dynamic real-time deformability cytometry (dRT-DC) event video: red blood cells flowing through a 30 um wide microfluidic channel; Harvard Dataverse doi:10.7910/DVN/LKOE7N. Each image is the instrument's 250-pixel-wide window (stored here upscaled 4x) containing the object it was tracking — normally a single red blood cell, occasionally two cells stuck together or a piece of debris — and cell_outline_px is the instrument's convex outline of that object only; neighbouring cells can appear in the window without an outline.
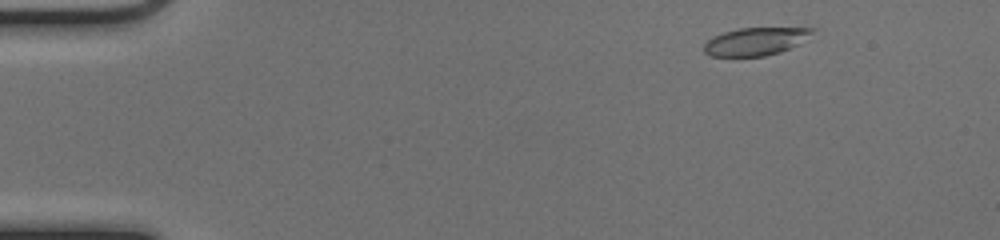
{"species": "common noctule bat (a hibernating species)", "species_latin": "Nyctalus noctula", "temperature_condition": "cold", "stored_images_in_passage": 49, "camera_frame_rate_fps": 3000, "um_per_image_px": 0.085, "animal": {"sex": "female", "body_mass_g": 17.0, "forearm_length_mm": 48.0}, "frame": {"image": 1, "passage_image": 3, "time_ms": 0.667, "image_size_px": [1000, 240], "cell_outline_px": [[816, 28], [812, 32], [796, 44], [780, 52], [764, 56], [708, 56], [704, 52], [704, 44], [712, 36], [724, 32], [740, 28]], "centroid_in_image_um": [64.13, 3.53], "position_along_channel_um": 20.9, "area_um2": 17.17}}
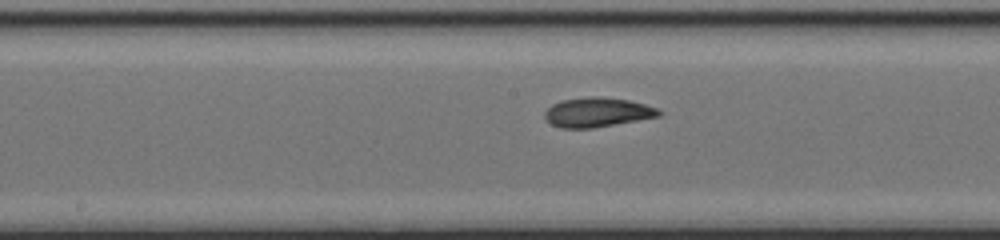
{"frame": {"image": 2, "passage_image": 24, "time_ms": 7.667, "image_size_px": [1000, 240], "cell_outline_px": [[664, 112], [660, 116], [592, 128], [560, 128], [544, 120], [544, 112], [552, 104], [560, 100], [592, 96], [596, 96], [628, 100], [644, 104], [656, 108]], "centroid_in_image_um": [50.73, 9.54], "position_along_channel_um": 197.5, "area_um2": 19.59}}
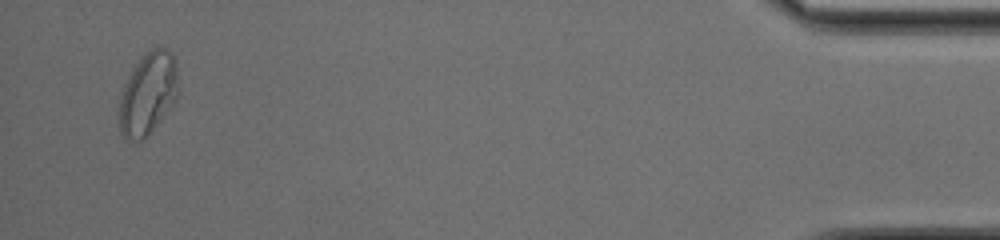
{"frame": {"image": 3, "passage_image": 47, "time_ms": 15.333, "image_size_px": [1000, 240], "cell_outline_px": [[176, 100], [144, 140], [128, 140], [120, 132], [120, 96], [124, 84], [132, 68], [144, 52], [152, 48], [168, 48], [172, 52], [176, 64]], "centroid_in_image_um": [12.56, 7.93], "position_along_channel_um": 422.6, "area_um2": 28.03}, "authors_computed_cell_mechanics": {"area_um2": 19.3052, "velocity_mm_per_s": 3.9842, "shape_relaxation_time_tau1_ms": 9.3026, "shape_relaxation_time_tau2_ms": 1.7371, "deformation_change_tau1": 0.2448, "deformation_change_tau2": 0.0744}}